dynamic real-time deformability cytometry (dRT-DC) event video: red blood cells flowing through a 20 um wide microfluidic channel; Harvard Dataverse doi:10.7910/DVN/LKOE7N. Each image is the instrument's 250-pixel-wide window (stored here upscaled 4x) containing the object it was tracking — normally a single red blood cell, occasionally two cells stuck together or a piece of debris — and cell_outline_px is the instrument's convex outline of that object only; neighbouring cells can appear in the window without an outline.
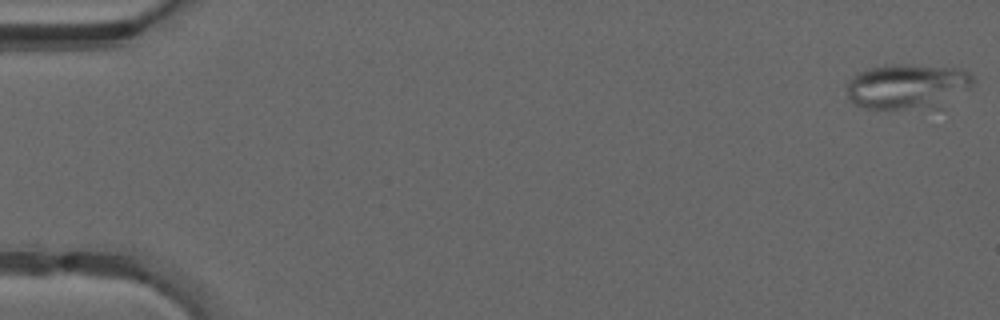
{"species": "common noctule bat (a hibernating species)", "species_latin": "Nyctalus noctula", "temperature_condition": "warm", "stored_images_in_passage": 16, "camera_frame_rate_fps": 3000, "um_per_image_px": 0.085, "animal": {"sex": "male", "forearm_length_mm": 52.5}, "frame": {"image": 1, "passage_image": 1, "time_ms": 0.0, "image_size_px": [1000, 320], "cell_outline_px": [[972, 84], [968, 88], [940, 108], [864, 108], [852, 104], [848, 100], [848, 80], [852, 76], [860, 72], [884, 64], [904, 64], [960, 68], [968, 72], [972, 76]], "centroid_in_image_um": [77.11, 7.34], "position_along_channel_um": 7.9, "area_um2": 33.29}}